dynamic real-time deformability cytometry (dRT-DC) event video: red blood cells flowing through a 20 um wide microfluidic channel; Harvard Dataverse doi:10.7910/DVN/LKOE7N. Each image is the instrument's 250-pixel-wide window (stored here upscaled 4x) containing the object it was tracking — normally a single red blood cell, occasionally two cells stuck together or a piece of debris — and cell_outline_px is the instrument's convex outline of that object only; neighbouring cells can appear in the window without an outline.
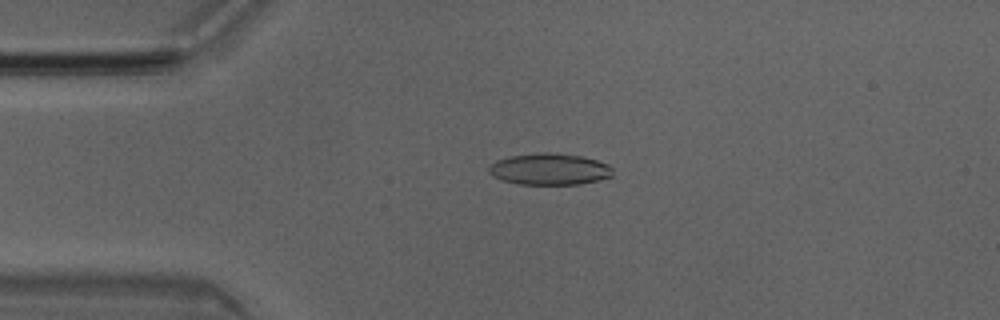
{"species": "Egyptian fruit bat (a non-hibernating species)", "species_latin": "Rousettus aegyptiacus", "temperature_condition": "room temperature", "stored_images_in_passage": 51, "camera_frame_rate_fps": 3000, "um_per_image_px": 0.085, "animal": {"sex": "male"}, "frame": {"image": 1, "passage_image": 11, "time_ms": 3.333, "image_size_px": [1000, 320], "cell_outline_px": [[612, 176], [600, 180], [580, 184], [520, 184], [500, 180], [492, 176], [488, 172], [488, 168], [496, 160], [508, 156], [544, 152], [548, 152], [580, 156], [596, 160], [608, 164], [612, 168]], "centroid_in_image_um": [46.68, 14.38], "position_along_channel_um": 38.3, "area_um2": 22.77}}
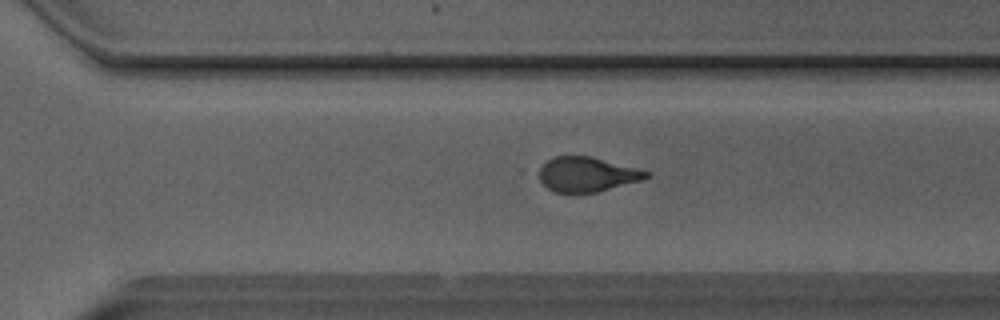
{"frame": {"image": 2, "passage_image": 34, "time_ms": 11.0, "image_size_px": [1000, 320], "cell_outline_px": [[648, 176], [644, 180], [596, 192], [556, 192], [548, 188], [540, 180], [540, 168], [548, 160], [556, 156], [592, 156], [636, 168], [648, 172]], "centroid_in_image_um": [49.91, 14.82], "position_along_channel_um": 320.7, "area_um2": 21.33}}
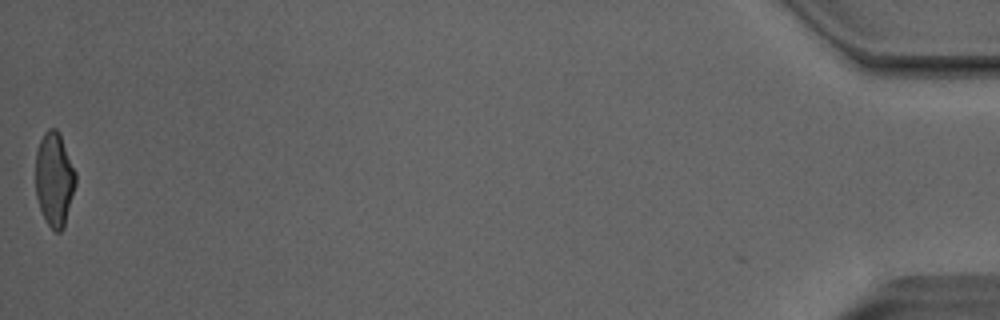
{"frame": {"image": 3, "passage_image": 50, "time_ms": 16.333, "image_size_px": [1000, 320], "cell_outline_px": [[76, 184], [64, 228], [60, 232], [56, 232], [48, 224], [40, 208], [36, 196], [36, 152], [40, 140], [44, 132], [48, 128], [56, 128], [60, 132], [76, 172]], "centroid_in_image_um": [4.63, 15.2], "position_along_channel_um": 430.6, "area_um2": 22.08}, "authors_computed_cell_mechanics": {"area_um2": 22.7732, "velocity_mm_per_s": 4.0387, "shape_relaxation_time_tau1_ms": 5.6363, "shape_relaxation_time_tau2_ms": 1.0134, "deformation_change_tau1": 0.1748, "deformation_change_tau2": 0.091}}